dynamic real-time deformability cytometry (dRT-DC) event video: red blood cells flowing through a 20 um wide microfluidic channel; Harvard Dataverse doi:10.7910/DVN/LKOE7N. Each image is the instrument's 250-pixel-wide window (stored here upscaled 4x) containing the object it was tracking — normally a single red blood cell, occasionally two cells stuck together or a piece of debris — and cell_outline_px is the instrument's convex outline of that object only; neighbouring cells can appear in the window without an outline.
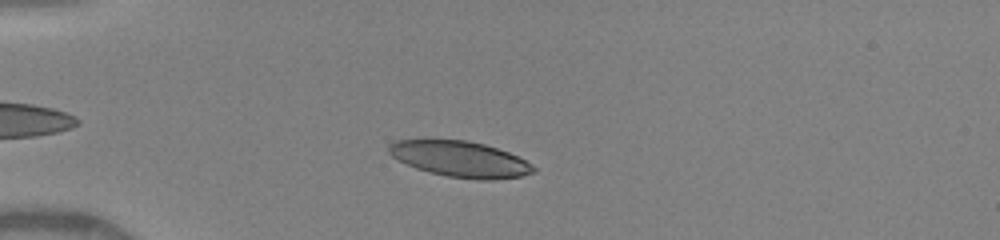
{"species": "human", "species_latin": "Homo sapiens", "temperature_condition": "warm", "stored_images_in_passage": 43, "camera_frame_rate_fps": 3000, "um_per_image_px": 0.085, "donor": {"sex": "female"}, "frame": {"image": 1, "passage_image": 11, "time_ms": 2.333, "image_size_px": [1000, 240], "cell_outline_px": [[536, 172], [520, 176], [492, 180], [476, 180], [448, 176], [428, 172], [416, 168], [392, 156], [388, 152], [388, 144], [396, 140], [468, 140], [484, 144], [508, 152], [524, 160], [536, 168]], "centroid_in_image_um": [39.11, 13.53], "position_along_channel_um": 45.9, "area_um2": 30.0}}
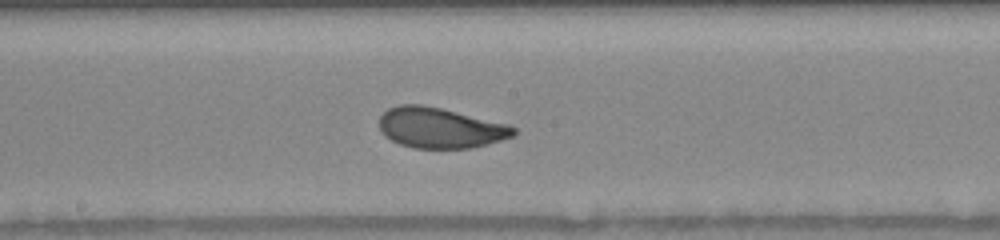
{"frame": {"image": 2, "passage_image": 29, "time_ms": 7.0, "image_size_px": [1000, 240], "cell_outline_px": [[516, 132], [512, 136], [500, 140], [468, 148], [412, 148], [400, 144], [384, 136], [380, 132], [380, 116], [388, 108], [400, 104], [420, 104], [440, 108], [508, 124], [516, 128]], "centroid_in_image_um": [37.37, 10.86], "position_along_channel_um": 210.8, "area_um2": 31.44}}
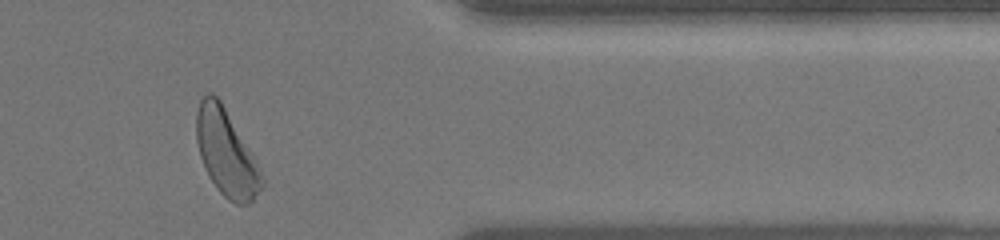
{"frame": {"image": 3, "passage_image": 42, "time_ms": 11.667, "image_size_px": [1000, 240], "cell_outline_px": [[264, 184], [252, 200], [248, 204], [236, 204], [228, 200], [216, 188], [208, 176], [204, 168], [200, 156], [196, 140], [196, 112], [200, 100], [208, 92], [212, 92], [220, 100], [256, 160], [264, 180]], "centroid_in_image_um": [19.21, 13.0], "position_along_channel_um": 392.2, "area_um2": 32.66}, "authors_computed_cell_mechanics": {"area_um2": 31.501, "velocity_mm_per_s": 4.1641, "shape_relaxation_time_tau1_ms": 3.4185, "shape_relaxation_time_tau2_ms": 0.7934, "deformation_change_tau1": 0.1487, "deformation_change_tau2": 0.0668}}